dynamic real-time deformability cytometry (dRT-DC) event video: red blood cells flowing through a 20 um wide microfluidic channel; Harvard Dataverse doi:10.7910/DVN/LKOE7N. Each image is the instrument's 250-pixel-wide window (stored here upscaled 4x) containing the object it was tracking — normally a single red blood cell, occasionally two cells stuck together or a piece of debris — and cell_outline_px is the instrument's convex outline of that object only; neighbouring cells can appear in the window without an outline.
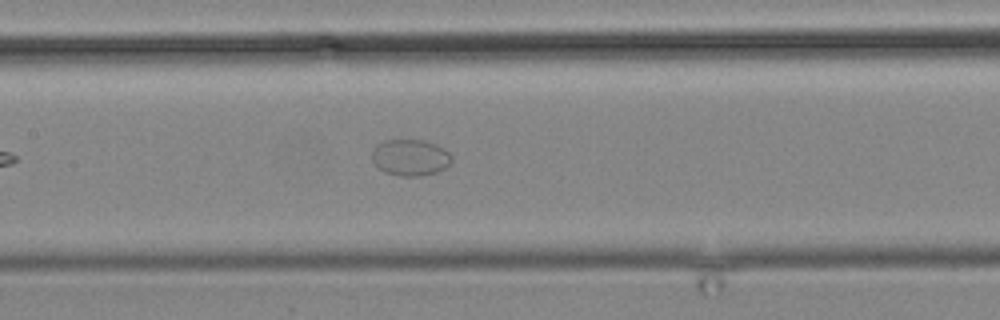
{"species": "common noctule bat (a hibernating species)", "species_latin": "Nyctalus noctula", "temperature_condition": "cold", "stored_images_in_passage": 10, "camera_frame_rate_fps": 3000, "um_per_image_px": 0.085, "animal": {"sex": "male", "body_mass_g": 19.2, "forearm_length_mm": 51.8}, "frame": {"image": 1, "passage_image": 10, "time_ms": 11.333, "image_size_px": [1000, 320], "cell_outline_px": [[452, 160], [444, 168], [436, 172], [420, 176], [400, 176], [384, 172], [372, 160], [372, 152], [376, 144], [384, 140], [424, 140], [436, 144], [448, 152], [452, 156]], "centroid_in_image_um": [34.86, 13.38], "position_along_channel_um": 172.5, "area_um2": 16.82}}